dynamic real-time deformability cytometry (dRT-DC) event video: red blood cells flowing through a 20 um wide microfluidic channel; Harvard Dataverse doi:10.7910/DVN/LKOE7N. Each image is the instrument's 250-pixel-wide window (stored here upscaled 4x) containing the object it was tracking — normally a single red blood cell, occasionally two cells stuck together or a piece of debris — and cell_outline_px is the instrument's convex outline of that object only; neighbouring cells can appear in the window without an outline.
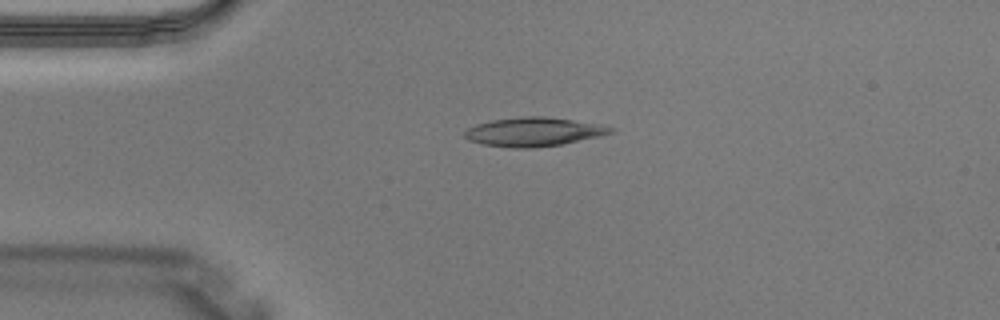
{"species": "Egyptian fruit bat (a non-hibernating species)", "species_latin": "Rousettus aegyptiacus", "temperature_condition": "warm", "stored_images_in_passage": 3, "camera_frame_rate_fps": 3000, "um_per_image_px": 0.085, "animal": {"sex": "male"}, "frame": {"image": 1, "passage_image": 3, "time_ms": 0.667, "image_size_px": [1000, 320], "cell_outline_px": [[616, 132], [600, 136], [560, 144], [536, 148], [512, 148], [480, 144], [468, 140], [464, 136], [464, 132], [468, 128], [476, 124], [492, 120], [524, 116], [544, 116], [600, 124], [616, 128]], "centroid_in_image_um": [45.36, 11.21], "position_along_channel_um": 39.6, "area_um2": 24.68}}